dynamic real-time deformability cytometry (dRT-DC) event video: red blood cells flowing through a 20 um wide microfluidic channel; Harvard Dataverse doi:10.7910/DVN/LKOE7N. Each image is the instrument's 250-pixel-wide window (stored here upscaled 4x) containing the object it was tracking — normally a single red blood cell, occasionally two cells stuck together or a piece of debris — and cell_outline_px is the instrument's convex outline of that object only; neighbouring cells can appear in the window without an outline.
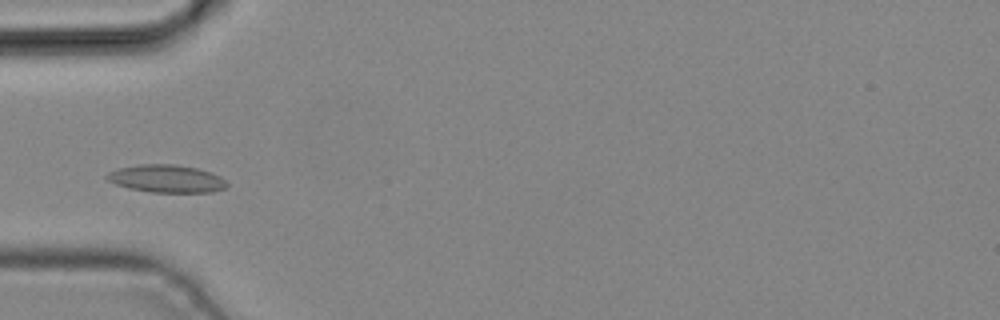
{"species": "common noctule bat (a hibernating species)", "species_latin": "Nyctalus noctula", "temperature_condition": "cold", "stored_images_in_passage": 5, "camera_frame_rate_fps": 3000, "um_per_image_px": 0.085, "animal": {"sex": "male", "body_mass_g": 19.2, "forearm_length_mm": 51.8}, "frame": {"image": 1, "passage_image": 3, "time_ms": 0.667, "image_size_px": [1000, 320], "cell_outline_px": [[228, 184], [224, 188], [212, 192], [152, 192], [128, 188], [116, 184], [108, 180], [104, 176], [108, 172], [116, 168], [140, 164], [176, 164], [196, 168], [212, 172], [220, 176]], "centroid_in_image_um": [14.13, 15.18], "position_along_channel_um": 70.9, "area_um2": 19.42}}
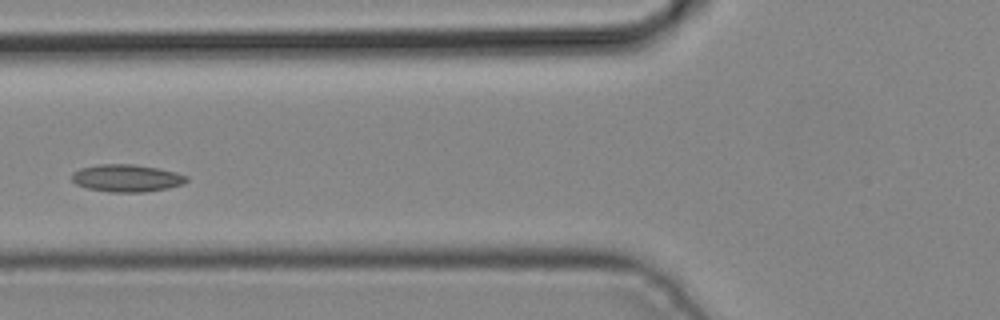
{"frame": {"image": 2, "passage_image": 4, "time_ms": 1.0, "image_size_px": [1000, 320], "cell_outline_px": [[188, 180], [184, 184], [168, 188], [144, 192], [108, 192], [88, 188], [76, 184], [72, 180], [72, 172], [80, 168], [100, 164], [132, 164], [156, 168], [176, 172], [188, 176]], "centroid_in_image_um": [10.77, 15.14], "position_along_channel_um": 115.0, "area_um2": 18.32}}
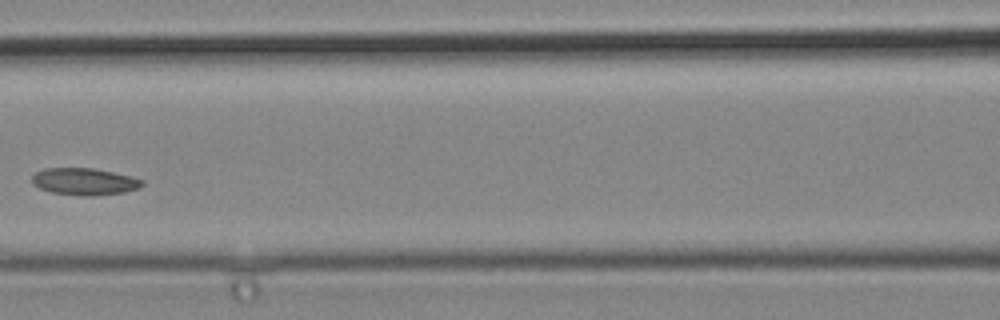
{"frame": {"image": 3, "passage_image": 5, "time_ms": 1.333, "image_size_px": [1000, 320], "cell_outline_px": [[144, 184], [140, 188], [124, 192], [92, 196], [80, 196], [52, 192], [40, 188], [32, 184], [32, 176], [36, 172], [44, 168], [92, 168], [112, 172], [144, 180]], "centroid_in_image_um": [7.16, 15.44], "position_along_channel_um": 159.4, "area_um2": 17.28}}